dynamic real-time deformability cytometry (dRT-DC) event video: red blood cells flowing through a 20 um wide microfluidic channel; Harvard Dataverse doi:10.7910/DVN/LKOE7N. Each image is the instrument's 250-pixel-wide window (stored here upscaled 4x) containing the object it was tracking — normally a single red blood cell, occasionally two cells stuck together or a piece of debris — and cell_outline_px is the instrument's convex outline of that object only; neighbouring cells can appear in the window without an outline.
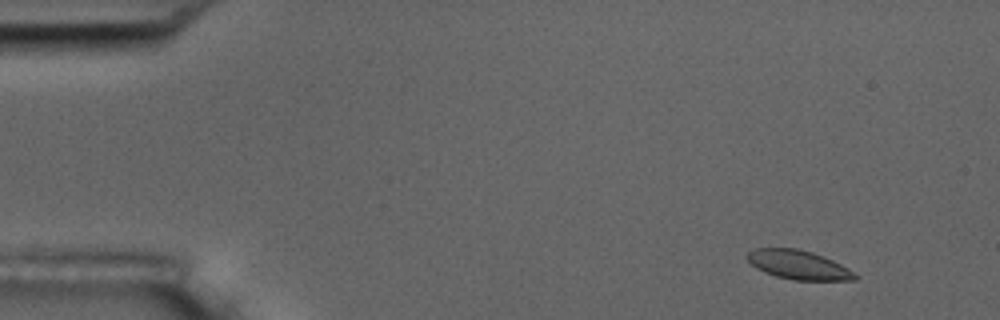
{"species": "common noctule bat (a hibernating species)", "species_latin": "Nyctalus noctula", "temperature_condition": "room temperature", "stored_images_in_passage": 52, "camera_frame_rate_fps": 3000, "um_per_image_px": 0.085, "animal": {"sex": "male", "body_mass_g": 17.5, "forearm_length_mm": 52.3}, "frame": {"image": 1, "passage_image": 2, "time_ms": 0.333, "image_size_px": [1000, 320], "cell_outline_px": [[860, 276], [856, 280], [792, 280], [776, 276], [764, 272], [756, 268], [748, 260], [748, 252], [756, 248], [796, 248], [812, 252], [824, 256], [848, 268]], "centroid_in_image_um": [67.9, 22.52], "position_along_channel_um": 17.1, "area_um2": 18.21}}
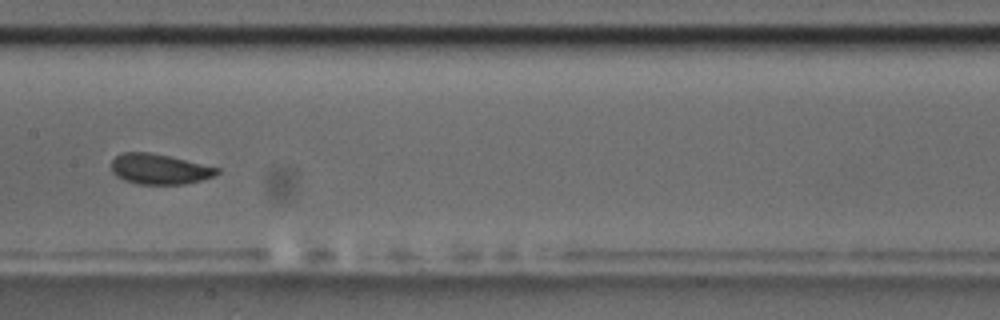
{"frame": {"image": 2, "passage_image": 25, "time_ms": 8.0, "image_size_px": [1000, 320], "cell_outline_px": [[220, 172], [212, 176], [200, 180], [184, 184], [136, 184], [124, 180], [116, 176], [112, 172], [112, 160], [116, 156], [124, 152], [148, 152], [168, 156], [220, 168]], "centroid_in_image_um": [13.52, 14.37], "position_along_channel_um": 193.9, "area_um2": 18.5}}
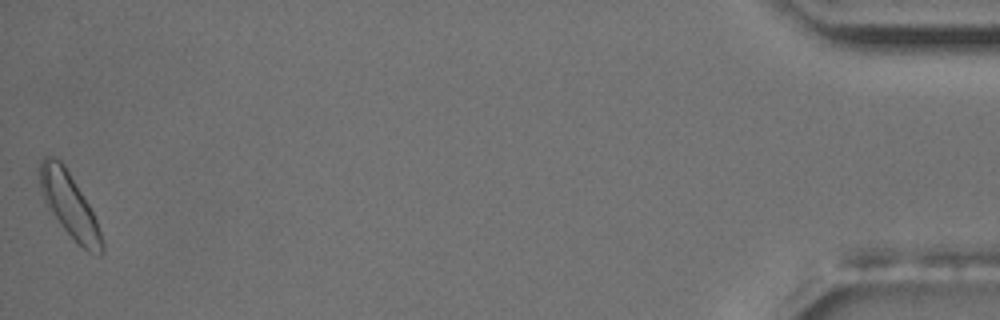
{"frame": {"image": 3, "passage_image": 52, "time_ms": 17.0, "image_size_px": [1000, 320], "cell_outline_px": [[104, 252], [100, 256], [88, 252], [64, 228], [48, 208], [44, 200], [40, 184], [40, 164], [44, 156], [52, 156], [60, 160], [64, 164], [88, 204], [96, 220], [104, 244]], "centroid_in_image_um": [5.91, 17.43], "position_along_channel_um": 429.3, "area_um2": 22.6}, "authors_computed_cell_mechanics": {"area_um2": 18.8139, "velocity_mm_per_s": 3.6467, "shape_relaxation_time_tau1_ms": 2.0937, "shape_relaxation_time_tau2_ms": null, "deformation_change_tau1": 0.0486, "deformation_change_tau2": null}}